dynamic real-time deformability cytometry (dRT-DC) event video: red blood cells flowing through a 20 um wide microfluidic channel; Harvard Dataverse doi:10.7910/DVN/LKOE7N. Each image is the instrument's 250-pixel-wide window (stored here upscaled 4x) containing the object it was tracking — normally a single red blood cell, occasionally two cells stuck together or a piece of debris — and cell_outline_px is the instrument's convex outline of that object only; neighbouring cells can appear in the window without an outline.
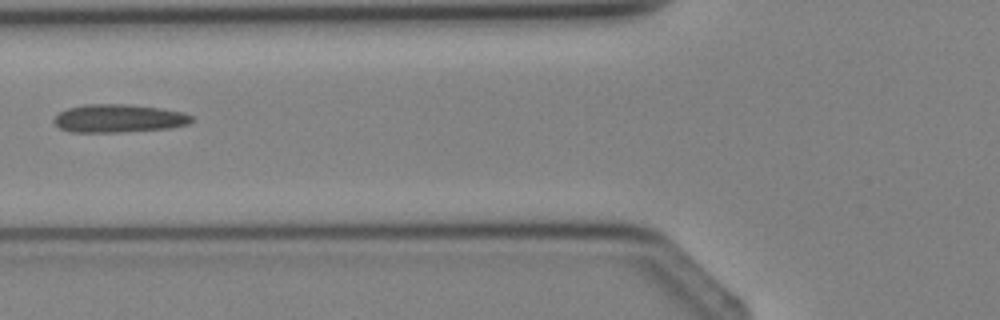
{"species": "Egyptian fruit bat (a non-hibernating species)", "species_latin": "Rousettus aegyptiacus", "temperature_condition": "cold", "stored_images_in_passage": 2, "camera_frame_rate_fps": 3000, "um_per_image_px": 0.085, "animal": {"sex": "female"}, "frame": {"image": 1, "passage_image": 2, "time_ms": 1.0, "image_size_px": [1000, 320], "cell_outline_px": [[196, 120], [188, 124], [172, 128], [120, 132], [68, 132], [60, 128], [52, 120], [60, 112], [68, 108], [84, 104], [128, 104], [160, 108], [184, 112], [192, 116]], "centroid_in_image_um": [10.12, 10.06], "position_along_channel_um": 115.7, "area_um2": 22.77}}